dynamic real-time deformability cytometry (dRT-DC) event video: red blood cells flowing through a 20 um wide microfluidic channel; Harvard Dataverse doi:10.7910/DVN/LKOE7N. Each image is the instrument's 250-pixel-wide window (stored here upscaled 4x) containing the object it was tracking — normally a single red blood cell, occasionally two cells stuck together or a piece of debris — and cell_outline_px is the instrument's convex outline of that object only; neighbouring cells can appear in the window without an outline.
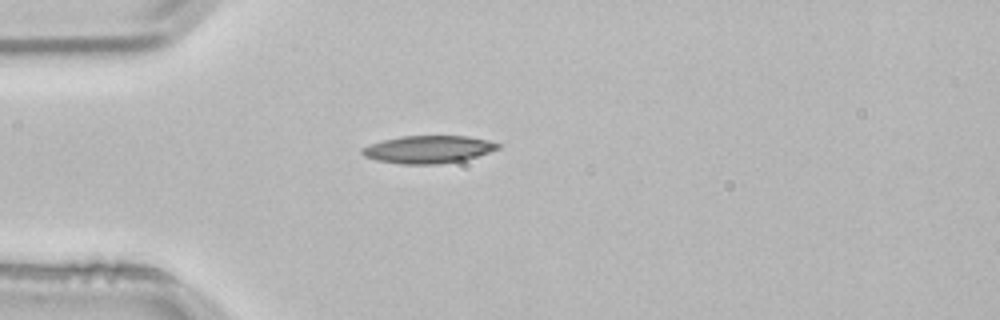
{"species": "common noctule bat (a hibernating species)", "species_latin": "Nyctalus noctula", "temperature_condition": "room temperature", "stored_images_in_passage": 1, "camera_frame_rate_fps": 3000, "um_per_image_px": 0.085, "animal": {"sex": "male", "body_mass_g": 21.5, "forearm_length_mm": 52.0}, "frame": {"image": 1, "passage_image": 1, "time_ms": 0.0, "image_size_px": [1000, 320], "cell_outline_px": [[500, 148], [464, 160], [440, 164], [404, 164], [376, 160], [364, 156], [360, 152], [360, 148], [384, 140], [400, 136], [468, 136], [488, 140], [500, 144]], "centroid_in_image_um": [36.39, 12.7], "position_along_channel_um": 48.6, "area_um2": 21.73}}